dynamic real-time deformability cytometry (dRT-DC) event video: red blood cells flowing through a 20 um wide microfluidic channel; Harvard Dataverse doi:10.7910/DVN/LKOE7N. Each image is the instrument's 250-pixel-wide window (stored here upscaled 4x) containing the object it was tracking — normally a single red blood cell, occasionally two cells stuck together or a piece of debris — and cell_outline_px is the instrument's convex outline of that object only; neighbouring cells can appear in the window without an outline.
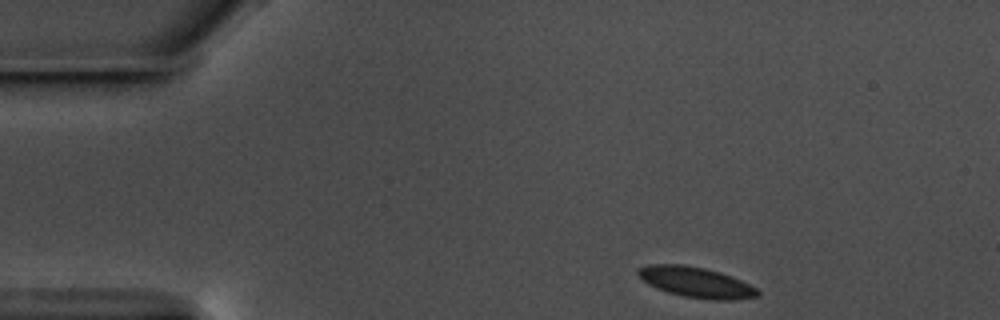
{"species": "common noctule bat (a hibernating species)", "species_latin": "Nyctalus noctula", "temperature_condition": "warm", "stored_images_in_passage": 50, "camera_frame_rate_fps": 3000, "um_per_image_px": 0.085, "animal": {"sex": "male", "body_mass_g": 17.5, "forearm_length_mm": 52.3}, "frame": {"image": 1, "passage_image": 1, "time_ms": 0.0, "image_size_px": [1000, 320], "cell_outline_px": [[760, 296], [732, 300], [712, 300], [684, 296], [668, 292], [656, 288], [648, 284], [636, 272], [640, 268], [648, 264], [684, 264], [704, 268], [720, 272], [732, 276], [756, 288], [760, 292]], "centroid_in_image_um": [59.18, 23.99], "position_along_channel_um": 25.8, "area_um2": 21.15}}
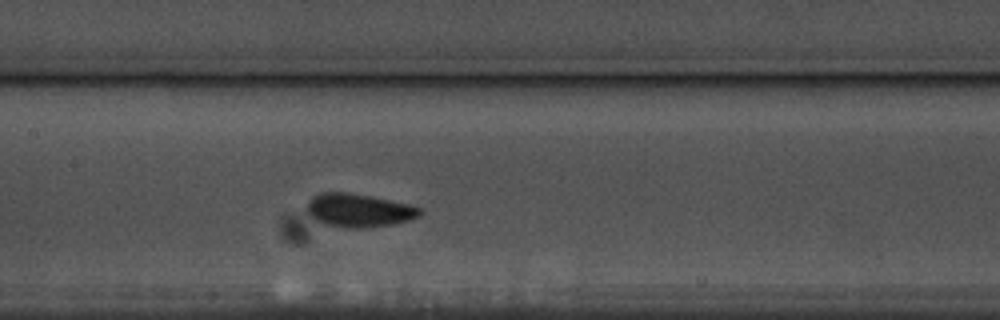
{"frame": {"image": 2, "passage_image": 20, "time_ms": 6.333, "image_size_px": [1000, 320], "cell_outline_px": [[424, 212], [420, 216], [408, 220], [392, 224], [360, 228], [344, 228], [324, 224], [316, 220], [308, 212], [308, 200], [312, 196], [320, 192], [348, 192], [372, 196], [412, 204], [420, 208]], "centroid_in_image_um": [30.52, 17.86], "position_along_channel_um": 176.9, "area_um2": 22.14}}
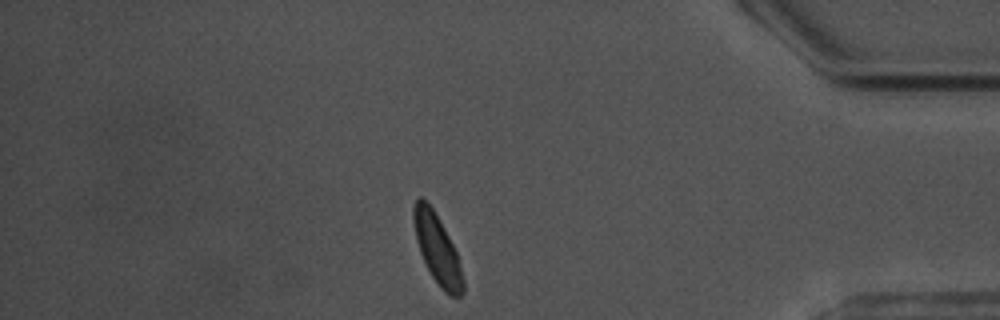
{"frame": {"image": 3, "passage_image": 42, "time_ms": 13.667, "image_size_px": [1000, 320], "cell_outline_px": [[464, 292], [460, 296], [452, 296], [444, 292], [440, 288], [432, 276], [420, 252], [416, 240], [412, 220], [412, 208], [416, 200], [420, 196], [432, 208], [444, 228], [456, 252], [464, 280]], "centroid_in_image_um": [37.15, 21.18], "position_along_channel_um": 398.0, "area_um2": 19.71}, "authors_computed_cell_mechanics": {"area_um2": 20.23, "velocity_mm_per_s": 3.4946, "shape_relaxation_time_tau1_ms": 3.4479, "shape_relaxation_time_tau2_ms": 1.2447, "deformation_change_tau1": 0.0865, "deformation_change_tau2": 0.0632}}